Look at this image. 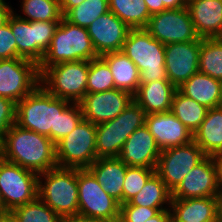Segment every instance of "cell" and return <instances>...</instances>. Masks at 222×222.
Segmentation results:
<instances>
[{
  "mask_svg": "<svg viewBox=\"0 0 222 222\" xmlns=\"http://www.w3.org/2000/svg\"><path fill=\"white\" fill-rule=\"evenodd\" d=\"M78 216L93 220L118 222L120 203L102 189L87 169L77 168Z\"/></svg>",
  "mask_w": 222,
  "mask_h": 222,
  "instance_id": "cell-8",
  "label": "cell"
},
{
  "mask_svg": "<svg viewBox=\"0 0 222 222\" xmlns=\"http://www.w3.org/2000/svg\"><path fill=\"white\" fill-rule=\"evenodd\" d=\"M172 222H217L222 217V197L171 199Z\"/></svg>",
  "mask_w": 222,
  "mask_h": 222,
  "instance_id": "cell-21",
  "label": "cell"
},
{
  "mask_svg": "<svg viewBox=\"0 0 222 222\" xmlns=\"http://www.w3.org/2000/svg\"><path fill=\"white\" fill-rule=\"evenodd\" d=\"M145 29L164 45L200 39L187 7L166 9L151 15Z\"/></svg>",
  "mask_w": 222,
  "mask_h": 222,
  "instance_id": "cell-14",
  "label": "cell"
},
{
  "mask_svg": "<svg viewBox=\"0 0 222 222\" xmlns=\"http://www.w3.org/2000/svg\"><path fill=\"white\" fill-rule=\"evenodd\" d=\"M90 61L61 62L40 74V84L57 98L79 103L87 94Z\"/></svg>",
  "mask_w": 222,
  "mask_h": 222,
  "instance_id": "cell-7",
  "label": "cell"
},
{
  "mask_svg": "<svg viewBox=\"0 0 222 222\" xmlns=\"http://www.w3.org/2000/svg\"><path fill=\"white\" fill-rule=\"evenodd\" d=\"M167 9H177L187 7L188 0H161Z\"/></svg>",
  "mask_w": 222,
  "mask_h": 222,
  "instance_id": "cell-46",
  "label": "cell"
},
{
  "mask_svg": "<svg viewBox=\"0 0 222 222\" xmlns=\"http://www.w3.org/2000/svg\"><path fill=\"white\" fill-rule=\"evenodd\" d=\"M40 84L38 65L24 58L0 59V96L15 103Z\"/></svg>",
  "mask_w": 222,
  "mask_h": 222,
  "instance_id": "cell-12",
  "label": "cell"
},
{
  "mask_svg": "<svg viewBox=\"0 0 222 222\" xmlns=\"http://www.w3.org/2000/svg\"><path fill=\"white\" fill-rule=\"evenodd\" d=\"M161 210H170V207L150 208L124 203L120 205V217L118 222H145L149 218L157 215Z\"/></svg>",
  "mask_w": 222,
  "mask_h": 222,
  "instance_id": "cell-38",
  "label": "cell"
},
{
  "mask_svg": "<svg viewBox=\"0 0 222 222\" xmlns=\"http://www.w3.org/2000/svg\"><path fill=\"white\" fill-rule=\"evenodd\" d=\"M7 217L0 211V222H5Z\"/></svg>",
  "mask_w": 222,
  "mask_h": 222,
  "instance_id": "cell-49",
  "label": "cell"
},
{
  "mask_svg": "<svg viewBox=\"0 0 222 222\" xmlns=\"http://www.w3.org/2000/svg\"><path fill=\"white\" fill-rule=\"evenodd\" d=\"M87 169L101 184L102 189L122 205L127 165L118 157L98 158Z\"/></svg>",
  "mask_w": 222,
  "mask_h": 222,
  "instance_id": "cell-23",
  "label": "cell"
},
{
  "mask_svg": "<svg viewBox=\"0 0 222 222\" xmlns=\"http://www.w3.org/2000/svg\"><path fill=\"white\" fill-rule=\"evenodd\" d=\"M199 72L222 81V38H201Z\"/></svg>",
  "mask_w": 222,
  "mask_h": 222,
  "instance_id": "cell-31",
  "label": "cell"
},
{
  "mask_svg": "<svg viewBox=\"0 0 222 222\" xmlns=\"http://www.w3.org/2000/svg\"><path fill=\"white\" fill-rule=\"evenodd\" d=\"M130 205L150 208H166L171 204V192L155 172L142 189L128 202Z\"/></svg>",
  "mask_w": 222,
  "mask_h": 222,
  "instance_id": "cell-30",
  "label": "cell"
},
{
  "mask_svg": "<svg viewBox=\"0 0 222 222\" xmlns=\"http://www.w3.org/2000/svg\"><path fill=\"white\" fill-rule=\"evenodd\" d=\"M55 148L59 167L88 168L97 159L96 125L83 119Z\"/></svg>",
  "mask_w": 222,
  "mask_h": 222,
  "instance_id": "cell-10",
  "label": "cell"
},
{
  "mask_svg": "<svg viewBox=\"0 0 222 222\" xmlns=\"http://www.w3.org/2000/svg\"><path fill=\"white\" fill-rule=\"evenodd\" d=\"M222 197L217 180V169L212 156L189 171L179 186L171 193V199Z\"/></svg>",
  "mask_w": 222,
  "mask_h": 222,
  "instance_id": "cell-17",
  "label": "cell"
},
{
  "mask_svg": "<svg viewBox=\"0 0 222 222\" xmlns=\"http://www.w3.org/2000/svg\"><path fill=\"white\" fill-rule=\"evenodd\" d=\"M7 220L9 222H62L63 219L46 205L39 197L32 202L13 209Z\"/></svg>",
  "mask_w": 222,
  "mask_h": 222,
  "instance_id": "cell-32",
  "label": "cell"
},
{
  "mask_svg": "<svg viewBox=\"0 0 222 222\" xmlns=\"http://www.w3.org/2000/svg\"><path fill=\"white\" fill-rule=\"evenodd\" d=\"M62 222H107V221L93 220V219L83 218L80 216H72V217L63 218Z\"/></svg>",
  "mask_w": 222,
  "mask_h": 222,
  "instance_id": "cell-47",
  "label": "cell"
},
{
  "mask_svg": "<svg viewBox=\"0 0 222 222\" xmlns=\"http://www.w3.org/2000/svg\"><path fill=\"white\" fill-rule=\"evenodd\" d=\"M145 222H172L171 210H161L157 215L149 218Z\"/></svg>",
  "mask_w": 222,
  "mask_h": 222,
  "instance_id": "cell-43",
  "label": "cell"
},
{
  "mask_svg": "<svg viewBox=\"0 0 222 222\" xmlns=\"http://www.w3.org/2000/svg\"><path fill=\"white\" fill-rule=\"evenodd\" d=\"M212 158L215 162V166L217 169V180H218L219 188L222 191V152L213 155Z\"/></svg>",
  "mask_w": 222,
  "mask_h": 222,
  "instance_id": "cell-44",
  "label": "cell"
},
{
  "mask_svg": "<svg viewBox=\"0 0 222 222\" xmlns=\"http://www.w3.org/2000/svg\"><path fill=\"white\" fill-rule=\"evenodd\" d=\"M193 141L207 156L222 152V107L207 110L205 119L193 133Z\"/></svg>",
  "mask_w": 222,
  "mask_h": 222,
  "instance_id": "cell-26",
  "label": "cell"
},
{
  "mask_svg": "<svg viewBox=\"0 0 222 222\" xmlns=\"http://www.w3.org/2000/svg\"><path fill=\"white\" fill-rule=\"evenodd\" d=\"M146 115L133 99L115 119L96 125L97 159L118 157L127 138L145 125Z\"/></svg>",
  "mask_w": 222,
  "mask_h": 222,
  "instance_id": "cell-6",
  "label": "cell"
},
{
  "mask_svg": "<svg viewBox=\"0 0 222 222\" xmlns=\"http://www.w3.org/2000/svg\"><path fill=\"white\" fill-rule=\"evenodd\" d=\"M221 81L197 72L178 89L208 109L220 107Z\"/></svg>",
  "mask_w": 222,
  "mask_h": 222,
  "instance_id": "cell-25",
  "label": "cell"
},
{
  "mask_svg": "<svg viewBox=\"0 0 222 222\" xmlns=\"http://www.w3.org/2000/svg\"><path fill=\"white\" fill-rule=\"evenodd\" d=\"M221 85H222V81H221ZM220 107H222V86H221V98H220Z\"/></svg>",
  "mask_w": 222,
  "mask_h": 222,
  "instance_id": "cell-50",
  "label": "cell"
},
{
  "mask_svg": "<svg viewBox=\"0 0 222 222\" xmlns=\"http://www.w3.org/2000/svg\"><path fill=\"white\" fill-rule=\"evenodd\" d=\"M38 197L62 219L78 216L77 168L57 166L38 174Z\"/></svg>",
  "mask_w": 222,
  "mask_h": 222,
  "instance_id": "cell-4",
  "label": "cell"
},
{
  "mask_svg": "<svg viewBox=\"0 0 222 222\" xmlns=\"http://www.w3.org/2000/svg\"><path fill=\"white\" fill-rule=\"evenodd\" d=\"M84 0H60L61 11L63 16L71 9L79 4H81Z\"/></svg>",
  "mask_w": 222,
  "mask_h": 222,
  "instance_id": "cell-45",
  "label": "cell"
},
{
  "mask_svg": "<svg viewBox=\"0 0 222 222\" xmlns=\"http://www.w3.org/2000/svg\"><path fill=\"white\" fill-rule=\"evenodd\" d=\"M187 8L200 38H222V0H188Z\"/></svg>",
  "mask_w": 222,
  "mask_h": 222,
  "instance_id": "cell-22",
  "label": "cell"
},
{
  "mask_svg": "<svg viewBox=\"0 0 222 222\" xmlns=\"http://www.w3.org/2000/svg\"><path fill=\"white\" fill-rule=\"evenodd\" d=\"M206 157L202 149L192 141L183 146L162 150L155 170L172 193L186 174Z\"/></svg>",
  "mask_w": 222,
  "mask_h": 222,
  "instance_id": "cell-13",
  "label": "cell"
},
{
  "mask_svg": "<svg viewBox=\"0 0 222 222\" xmlns=\"http://www.w3.org/2000/svg\"><path fill=\"white\" fill-rule=\"evenodd\" d=\"M121 52L138 68L140 83L168 80L165 68V45L145 28L130 29Z\"/></svg>",
  "mask_w": 222,
  "mask_h": 222,
  "instance_id": "cell-5",
  "label": "cell"
},
{
  "mask_svg": "<svg viewBox=\"0 0 222 222\" xmlns=\"http://www.w3.org/2000/svg\"><path fill=\"white\" fill-rule=\"evenodd\" d=\"M59 23L60 21H27L13 12L10 15V27L17 44V58L39 65Z\"/></svg>",
  "mask_w": 222,
  "mask_h": 222,
  "instance_id": "cell-9",
  "label": "cell"
},
{
  "mask_svg": "<svg viewBox=\"0 0 222 222\" xmlns=\"http://www.w3.org/2000/svg\"><path fill=\"white\" fill-rule=\"evenodd\" d=\"M201 38L197 41L165 45V68L168 80L179 88L199 71Z\"/></svg>",
  "mask_w": 222,
  "mask_h": 222,
  "instance_id": "cell-16",
  "label": "cell"
},
{
  "mask_svg": "<svg viewBox=\"0 0 222 222\" xmlns=\"http://www.w3.org/2000/svg\"><path fill=\"white\" fill-rule=\"evenodd\" d=\"M14 12L11 5L9 6L5 0H0V27L7 23L9 16Z\"/></svg>",
  "mask_w": 222,
  "mask_h": 222,
  "instance_id": "cell-41",
  "label": "cell"
},
{
  "mask_svg": "<svg viewBox=\"0 0 222 222\" xmlns=\"http://www.w3.org/2000/svg\"><path fill=\"white\" fill-rule=\"evenodd\" d=\"M98 56L121 51L130 28L110 10L87 28Z\"/></svg>",
  "mask_w": 222,
  "mask_h": 222,
  "instance_id": "cell-18",
  "label": "cell"
},
{
  "mask_svg": "<svg viewBox=\"0 0 222 222\" xmlns=\"http://www.w3.org/2000/svg\"><path fill=\"white\" fill-rule=\"evenodd\" d=\"M109 10L130 29L146 28L151 17L145 0H108Z\"/></svg>",
  "mask_w": 222,
  "mask_h": 222,
  "instance_id": "cell-28",
  "label": "cell"
},
{
  "mask_svg": "<svg viewBox=\"0 0 222 222\" xmlns=\"http://www.w3.org/2000/svg\"><path fill=\"white\" fill-rule=\"evenodd\" d=\"M160 153L153 135L143 125L127 138L118 158L127 166L156 168Z\"/></svg>",
  "mask_w": 222,
  "mask_h": 222,
  "instance_id": "cell-20",
  "label": "cell"
},
{
  "mask_svg": "<svg viewBox=\"0 0 222 222\" xmlns=\"http://www.w3.org/2000/svg\"><path fill=\"white\" fill-rule=\"evenodd\" d=\"M99 57L87 28L68 22L64 17L56 28L49 49L38 65L39 74L61 62L90 61Z\"/></svg>",
  "mask_w": 222,
  "mask_h": 222,
  "instance_id": "cell-3",
  "label": "cell"
},
{
  "mask_svg": "<svg viewBox=\"0 0 222 222\" xmlns=\"http://www.w3.org/2000/svg\"><path fill=\"white\" fill-rule=\"evenodd\" d=\"M109 11L108 0H84L63 17L70 23L88 28L99 16Z\"/></svg>",
  "mask_w": 222,
  "mask_h": 222,
  "instance_id": "cell-34",
  "label": "cell"
},
{
  "mask_svg": "<svg viewBox=\"0 0 222 222\" xmlns=\"http://www.w3.org/2000/svg\"><path fill=\"white\" fill-rule=\"evenodd\" d=\"M83 113L79 103H70L60 114L57 131V143L83 120Z\"/></svg>",
  "mask_w": 222,
  "mask_h": 222,
  "instance_id": "cell-37",
  "label": "cell"
},
{
  "mask_svg": "<svg viewBox=\"0 0 222 222\" xmlns=\"http://www.w3.org/2000/svg\"><path fill=\"white\" fill-rule=\"evenodd\" d=\"M16 103L0 96V139L15 124Z\"/></svg>",
  "mask_w": 222,
  "mask_h": 222,
  "instance_id": "cell-40",
  "label": "cell"
},
{
  "mask_svg": "<svg viewBox=\"0 0 222 222\" xmlns=\"http://www.w3.org/2000/svg\"><path fill=\"white\" fill-rule=\"evenodd\" d=\"M0 211H1L6 217H8L9 212L5 209V205H4V202H3V197H2L1 192H0Z\"/></svg>",
  "mask_w": 222,
  "mask_h": 222,
  "instance_id": "cell-48",
  "label": "cell"
},
{
  "mask_svg": "<svg viewBox=\"0 0 222 222\" xmlns=\"http://www.w3.org/2000/svg\"><path fill=\"white\" fill-rule=\"evenodd\" d=\"M145 126L161 151L193 141V133L171 111L146 115Z\"/></svg>",
  "mask_w": 222,
  "mask_h": 222,
  "instance_id": "cell-19",
  "label": "cell"
},
{
  "mask_svg": "<svg viewBox=\"0 0 222 222\" xmlns=\"http://www.w3.org/2000/svg\"><path fill=\"white\" fill-rule=\"evenodd\" d=\"M145 3L148 7L150 15L160 13L167 9L161 0H145Z\"/></svg>",
  "mask_w": 222,
  "mask_h": 222,
  "instance_id": "cell-42",
  "label": "cell"
},
{
  "mask_svg": "<svg viewBox=\"0 0 222 222\" xmlns=\"http://www.w3.org/2000/svg\"><path fill=\"white\" fill-rule=\"evenodd\" d=\"M21 4L24 16L16 14L21 19L27 21H61L63 19L60 0H23Z\"/></svg>",
  "mask_w": 222,
  "mask_h": 222,
  "instance_id": "cell-33",
  "label": "cell"
},
{
  "mask_svg": "<svg viewBox=\"0 0 222 222\" xmlns=\"http://www.w3.org/2000/svg\"><path fill=\"white\" fill-rule=\"evenodd\" d=\"M71 102L57 98L39 84L29 95L16 103L19 127L48 136L57 144L59 116Z\"/></svg>",
  "mask_w": 222,
  "mask_h": 222,
  "instance_id": "cell-2",
  "label": "cell"
},
{
  "mask_svg": "<svg viewBox=\"0 0 222 222\" xmlns=\"http://www.w3.org/2000/svg\"><path fill=\"white\" fill-rule=\"evenodd\" d=\"M0 192L10 213L38 197V174L0 156Z\"/></svg>",
  "mask_w": 222,
  "mask_h": 222,
  "instance_id": "cell-11",
  "label": "cell"
},
{
  "mask_svg": "<svg viewBox=\"0 0 222 222\" xmlns=\"http://www.w3.org/2000/svg\"><path fill=\"white\" fill-rule=\"evenodd\" d=\"M0 156L37 174L58 166L53 141L48 136L16 124L0 139Z\"/></svg>",
  "mask_w": 222,
  "mask_h": 222,
  "instance_id": "cell-1",
  "label": "cell"
},
{
  "mask_svg": "<svg viewBox=\"0 0 222 222\" xmlns=\"http://www.w3.org/2000/svg\"><path fill=\"white\" fill-rule=\"evenodd\" d=\"M208 108L184 95L178 88L172 99L170 111L192 133H194L205 119Z\"/></svg>",
  "mask_w": 222,
  "mask_h": 222,
  "instance_id": "cell-29",
  "label": "cell"
},
{
  "mask_svg": "<svg viewBox=\"0 0 222 222\" xmlns=\"http://www.w3.org/2000/svg\"><path fill=\"white\" fill-rule=\"evenodd\" d=\"M177 88L169 80L140 83L133 99L147 115L169 112Z\"/></svg>",
  "mask_w": 222,
  "mask_h": 222,
  "instance_id": "cell-24",
  "label": "cell"
},
{
  "mask_svg": "<svg viewBox=\"0 0 222 222\" xmlns=\"http://www.w3.org/2000/svg\"><path fill=\"white\" fill-rule=\"evenodd\" d=\"M156 168L127 166L123 183V204L128 203L156 172Z\"/></svg>",
  "mask_w": 222,
  "mask_h": 222,
  "instance_id": "cell-36",
  "label": "cell"
},
{
  "mask_svg": "<svg viewBox=\"0 0 222 222\" xmlns=\"http://www.w3.org/2000/svg\"><path fill=\"white\" fill-rule=\"evenodd\" d=\"M112 89H115V83L108 64L100 56L90 60L87 93H99Z\"/></svg>",
  "mask_w": 222,
  "mask_h": 222,
  "instance_id": "cell-35",
  "label": "cell"
},
{
  "mask_svg": "<svg viewBox=\"0 0 222 222\" xmlns=\"http://www.w3.org/2000/svg\"><path fill=\"white\" fill-rule=\"evenodd\" d=\"M133 100V95L120 89L87 93L79 102L83 118L95 125L119 116Z\"/></svg>",
  "mask_w": 222,
  "mask_h": 222,
  "instance_id": "cell-15",
  "label": "cell"
},
{
  "mask_svg": "<svg viewBox=\"0 0 222 222\" xmlns=\"http://www.w3.org/2000/svg\"><path fill=\"white\" fill-rule=\"evenodd\" d=\"M17 58V44L10 27V16L7 23L0 27V59Z\"/></svg>",
  "mask_w": 222,
  "mask_h": 222,
  "instance_id": "cell-39",
  "label": "cell"
},
{
  "mask_svg": "<svg viewBox=\"0 0 222 222\" xmlns=\"http://www.w3.org/2000/svg\"><path fill=\"white\" fill-rule=\"evenodd\" d=\"M109 66L114 77L115 88L134 95L140 85L137 66L121 51L100 56Z\"/></svg>",
  "mask_w": 222,
  "mask_h": 222,
  "instance_id": "cell-27",
  "label": "cell"
}]
</instances>
